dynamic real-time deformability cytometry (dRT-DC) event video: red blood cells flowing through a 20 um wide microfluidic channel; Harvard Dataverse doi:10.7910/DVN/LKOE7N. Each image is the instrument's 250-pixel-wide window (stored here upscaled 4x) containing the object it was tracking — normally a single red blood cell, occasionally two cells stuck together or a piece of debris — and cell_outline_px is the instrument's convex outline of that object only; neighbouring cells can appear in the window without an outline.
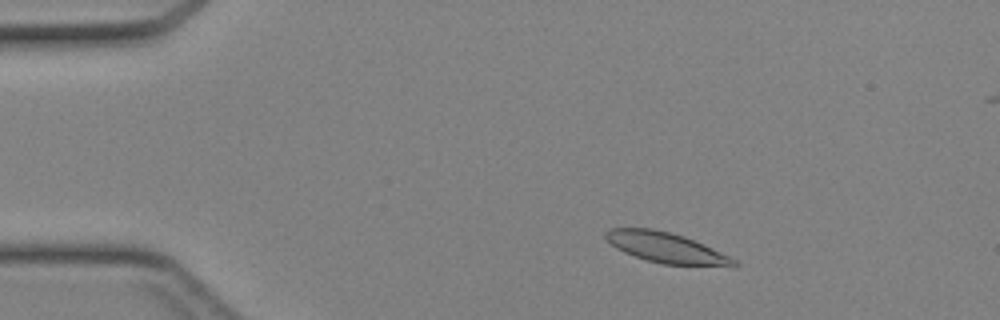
{"species": "Egyptian fruit bat (a non-hibernating species)", "species_latin": "Rousettus aegyptiacus", "temperature_condition": "cold", "stored_images_in_passage": 43, "camera_frame_rate_fps": 3000, "um_per_image_px": 0.085, "animal": {"sex": "female"}, "frame": {"image": 1, "passage_image": 5, "time_ms": 1.333, "image_size_px": [1000, 320], "cell_outline_px": [[740, 264], [736, 268], [732, 268], [664, 264], [648, 260], [624, 252], [616, 248], [604, 236], [604, 232], [612, 228], [652, 228], [684, 236], [704, 244], [736, 260]], "centroid_in_image_um": [56.72, 21.08], "position_along_channel_um": 28.3, "area_um2": 22.89}}
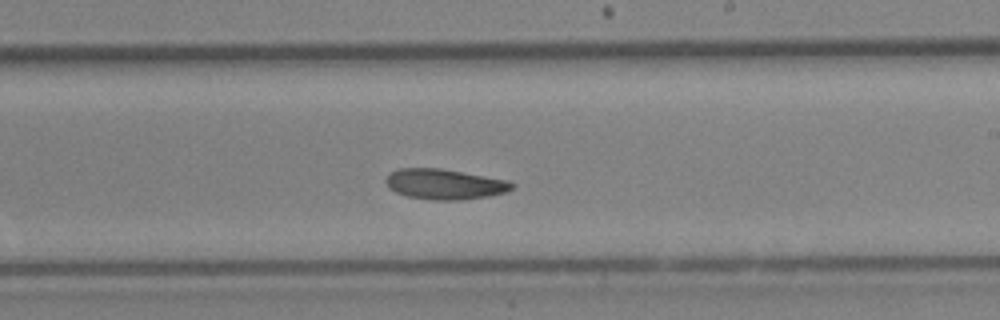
{"frame": {"image": 2, "passage_image": 24, "time_ms": 7.667, "image_size_px": [1000, 320], "cell_outline_px": [[516, 184], [512, 188], [504, 192], [488, 196], [460, 200], [432, 200], [408, 196], [396, 192], [388, 188], [384, 180], [396, 168], [440, 168], [508, 180]], "centroid_in_image_um": [37.77, 15.65], "position_along_channel_um": 251.2, "area_um2": 22.25}}
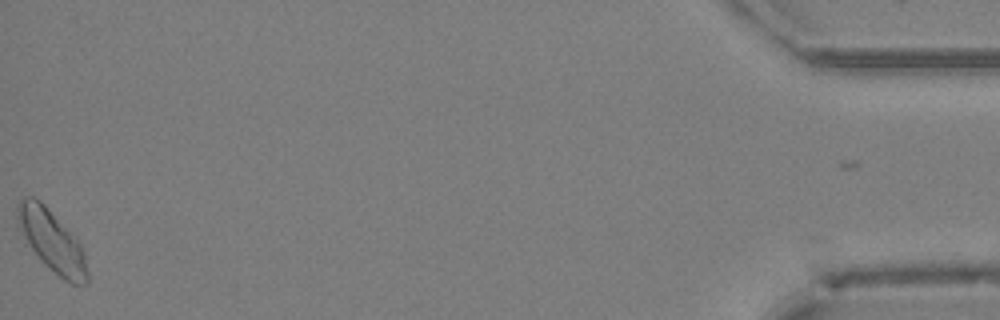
{"frame": {"image": 3, "passage_image": 42, "time_ms": 13.667, "image_size_px": [1000, 320], "cell_outline_px": [[88, 284], [72, 284], [64, 280], [44, 264], [32, 248], [16, 216], [16, 204], [20, 200], [28, 196], [32, 196], [40, 200], [44, 204], [84, 248], [88, 272]], "centroid_in_image_um": [4.46, 20.5], "position_along_channel_um": 430.7, "area_um2": 24.39}}